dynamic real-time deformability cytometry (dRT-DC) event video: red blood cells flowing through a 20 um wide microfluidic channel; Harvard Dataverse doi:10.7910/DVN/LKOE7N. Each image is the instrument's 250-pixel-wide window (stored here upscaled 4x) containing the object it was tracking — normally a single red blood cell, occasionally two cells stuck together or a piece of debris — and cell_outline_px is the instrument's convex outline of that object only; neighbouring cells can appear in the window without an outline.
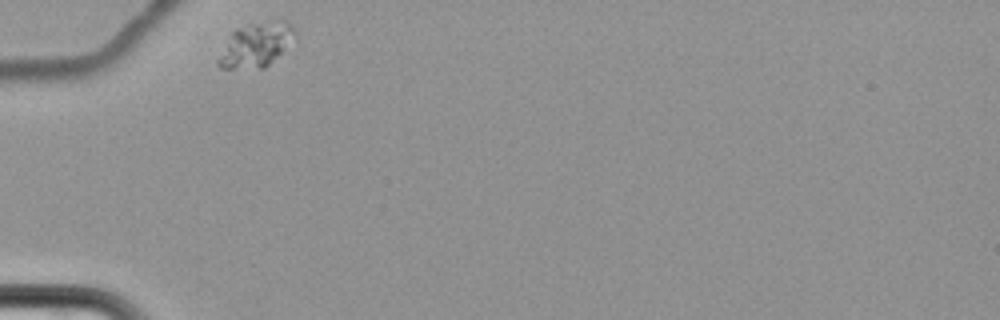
{"species": "common noctule bat (a hibernating species)", "species_latin": "Nyctalus noctula", "temperature_condition": "cold", "stored_images_in_passage": 2, "camera_frame_rate_fps": 3000, "um_per_image_px": 0.085, "animal": {"sex": "female", "body_mass_g": 22.7, "forearm_length_mm": 54.2}, "frame": {"image": 1, "passage_image": 1, "time_ms": 0.0, "image_size_px": [1000, 320], "cell_outline_px": [[296, 36], [264, 68], [220, 68], [216, 64], [216, 60], [232, 32], [236, 28], [248, 24], [280, 20], [284, 20], [292, 24], [296, 32]], "centroid_in_image_um": [21.73, 3.8], "position_along_channel_um": 63.3, "area_um2": 19.36}}
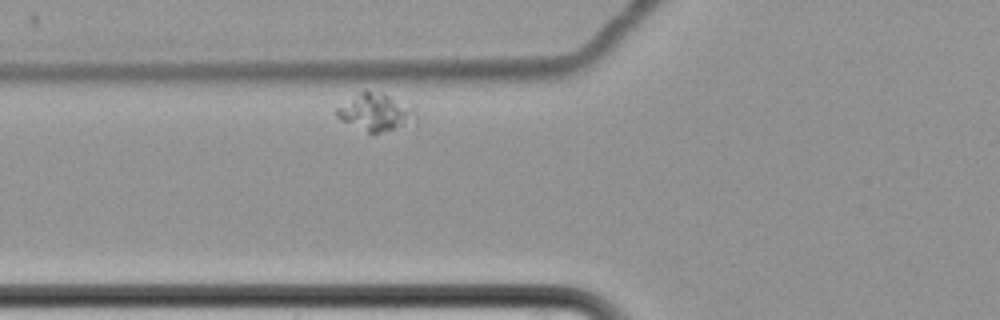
{"frame": {"image": 2, "passage_image": 2, "time_ms": 1.333, "image_size_px": [1000, 320], "cell_outline_px": [[416, 124], [380, 132], [368, 132], [340, 120], [336, 116], [336, 108], [364, 88], [412, 104], [416, 112]], "centroid_in_image_um": [31.98, 9.53], "position_along_channel_um": 93.8, "area_um2": 17.4}}